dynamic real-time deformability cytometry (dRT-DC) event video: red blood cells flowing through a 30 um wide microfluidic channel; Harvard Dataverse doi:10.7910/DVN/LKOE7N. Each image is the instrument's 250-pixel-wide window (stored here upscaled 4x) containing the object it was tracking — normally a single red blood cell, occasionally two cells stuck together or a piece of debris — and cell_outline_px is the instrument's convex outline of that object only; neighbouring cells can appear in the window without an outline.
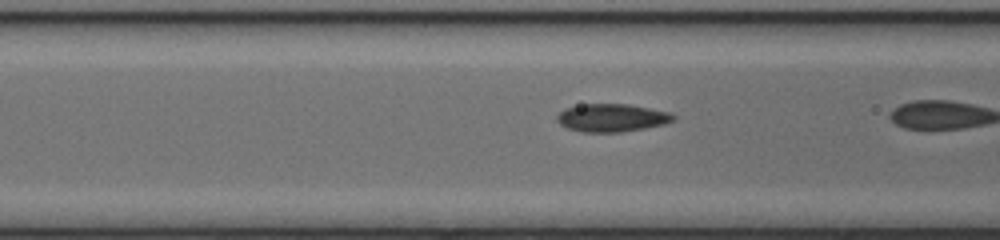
{"species": "common noctule bat (a hibernating species)", "species_latin": "Nyctalus noctula", "temperature_condition": "cold", "stored_images_in_passage": 26, "camera_frame_rate_fps": 3000, "um_per_image_px": 0.085, "animal": {"sex": "female", "body_mass_g": 17.0, "forearm_length_mm": 48.0}, "frame": {"image": 1, "passage_image": 12, "time_ms": 3.667, "image_size_px": [1000, 240], "cell_outline_px": [[676, 120], [664, 124], [644, 128], [620, 132], [584, 132], [568, 128], [560, 124], [556, 120], [556, 116], [564, 108], [580, 104], [628, 104], [672, 112], [676, 116]], "centroid_in_image_um": [52.02, 10.0], "position_along_channel_um": 114.6, "area_um2": 19.07}}